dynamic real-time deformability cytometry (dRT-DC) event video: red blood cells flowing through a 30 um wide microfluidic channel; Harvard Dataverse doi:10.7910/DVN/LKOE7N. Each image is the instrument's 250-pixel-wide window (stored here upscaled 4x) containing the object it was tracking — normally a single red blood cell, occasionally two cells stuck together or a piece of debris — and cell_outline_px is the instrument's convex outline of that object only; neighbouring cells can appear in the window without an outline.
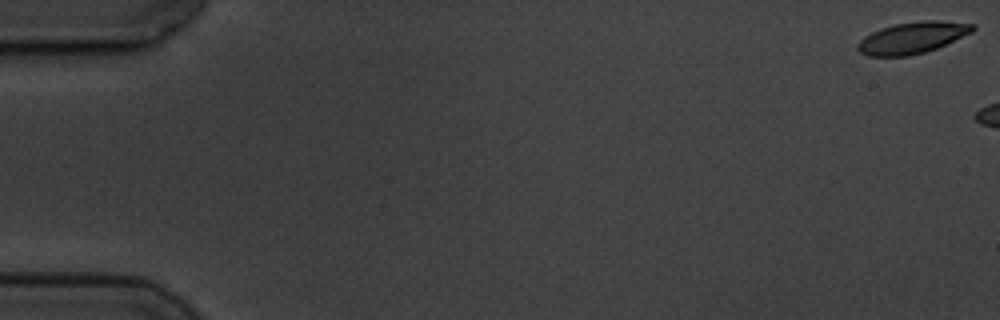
{"species": "common noctule bat (a hibernating species)", "species_latin": "Nyctalus noctula", "temperature_condition": "cold", "stored_images_in_passage": 4, "camera_frame_rate_fps": 3000, "um_per_image_px": 0.085, "animal": {"sex": "male", "body_mass_g": 19.5, "forearm_length_mm": 54.6}, "frame": {"image": 1, "passage_image": 1, "time_ms": 0.0, "image_size_px": [1000, 320], "cell_outline_px": [[976, 28], [972, 32], [936, 48], [924, 52], [908, 56], [868, 56], [860, 52], [856, 48], [856, 44], [864, 36], [880, 28], [896, 24], [924, 20], [940, 20], [976, 24]], "centroid_in_image_um": [77.54, 3.2], "position_along_channel_um": 7.5, "area_um2": 21.1}}